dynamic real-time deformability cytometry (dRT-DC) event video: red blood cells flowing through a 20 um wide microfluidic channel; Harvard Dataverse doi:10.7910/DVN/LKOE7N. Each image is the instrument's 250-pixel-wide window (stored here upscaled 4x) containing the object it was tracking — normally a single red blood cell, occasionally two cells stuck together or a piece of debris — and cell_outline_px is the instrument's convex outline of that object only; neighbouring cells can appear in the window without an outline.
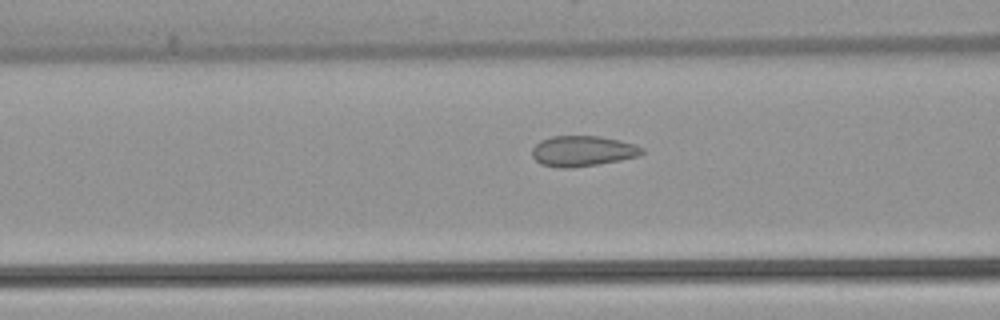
{"species": "common noctule bat (a hibernating species)", "species_latin": "Nyctalus noctula", "temperature_condition": "warm", "stored_images_in_passage": 39, "camera_frame_rate_fps": 3000, "um_per_image_px": 0.085, "animal": {"sex": "female", "body_mass_g": 22.7, "forearm_length_mm": 54.2}, "frame": {"image": 1, "passage_image": 11, "time_ms": 3.333, "image_size_px": [1000, 320], "cell_outline_px": [[644, 152], [640, 156], [620, 160], [572, 168], [560, 168], [540, 164], [532, 156], [532, 148], [540, 140], [552, 136], [600, 136], [636, 144], [644, 148]], "centroid_in_image_um": [49.53, 12.84], "position_along_channel_um": 117.1, "area_um2": 19.65}}
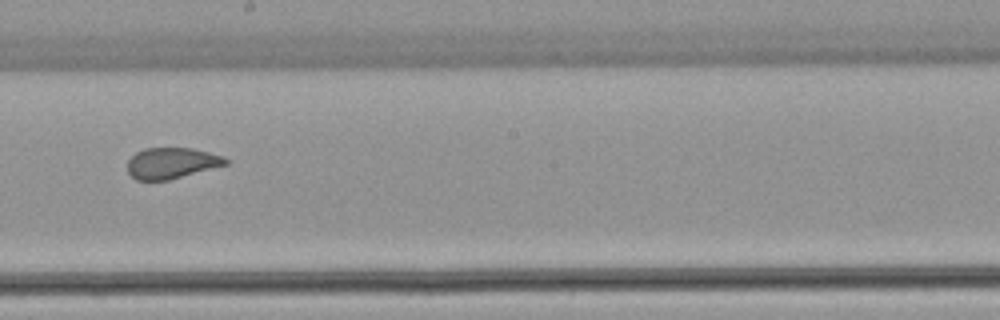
{"frame": {"image": 2, "passage_image": 20, "time_ms": 6.333, "image_size_px": [1000, 320], "cell_outline_px": [[228, 164], [168, 180], [136, 180], [128, 172], [128, 160], [136, 152], [144, 148], [192, 148], [224, 156], [228, 160]], "centroid_in_image_um": [14.58, 13.86], "position_along_channel_um": 233.6, "area_um2": 17.63}}
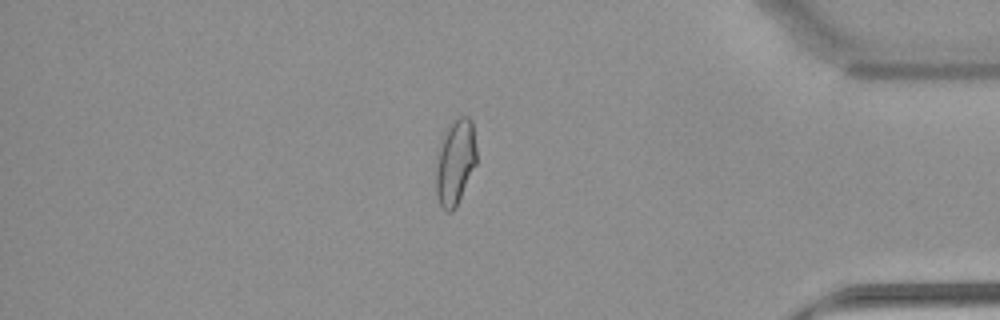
{"frame": {"image": 3, "passage_image": 35, "time_ms": 11.333, "image_size_px": [1000, 320], "cell_outline_px": [[476, 164], [456, 208], [452, 212], [448, 212], [440, 204], [436, 196], [436, 168], [440, 140], [448, 124], [452, 120], [460, 116], [468, 116], [472, 120], [476, 148]], "centroid_in_image_um": [38.69, 13.75], "position_along_channel_um": 396.5, "area_um2": 20.46}}